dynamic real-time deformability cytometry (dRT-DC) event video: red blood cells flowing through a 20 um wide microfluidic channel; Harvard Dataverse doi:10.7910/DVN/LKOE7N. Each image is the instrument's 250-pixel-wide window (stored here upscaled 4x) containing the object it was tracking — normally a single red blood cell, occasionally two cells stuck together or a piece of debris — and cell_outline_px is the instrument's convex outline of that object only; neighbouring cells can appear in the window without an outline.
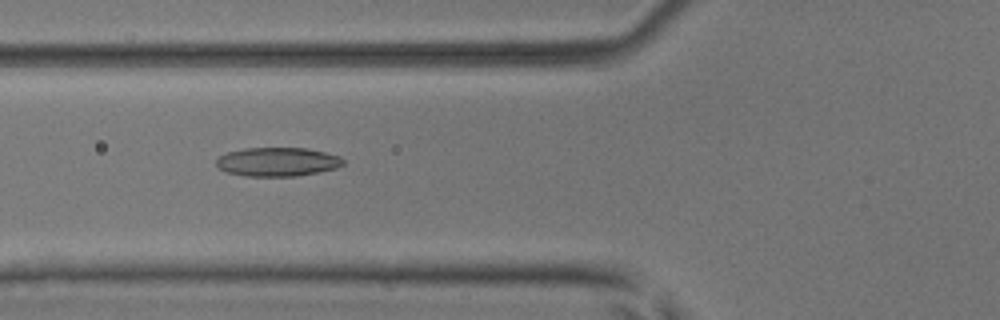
{"species": "common noctule bat (a hibernating species)", "species_latin": "Nyctalus noctula", "temperature_condition": "room temperature", "stored_images_in_passage": 54, "camera_frame_rate_fps": 3000, "um_per_image_px": 0.085, "animal": {"sex": "male", "body_mass_g": 17.9, "forearm_length_mm": 54.2}, "frame": {"image": 1, "passage_image": 21, "time_ms": 6.667, "image_size_px": [1000, 320], "cell_outline_px": [[344, 164], [336, 168], [296, 176], [248, 176], [224, 172], [216, 164], [216, 160], [220, 156], [228, 152], [244, 148], [308, 148], [340, 156], [344, 160]], "centroid_in_image_um": [23.58, 13.75], "position_along_channel_um": 102.2, "area_um2": 21.27}}
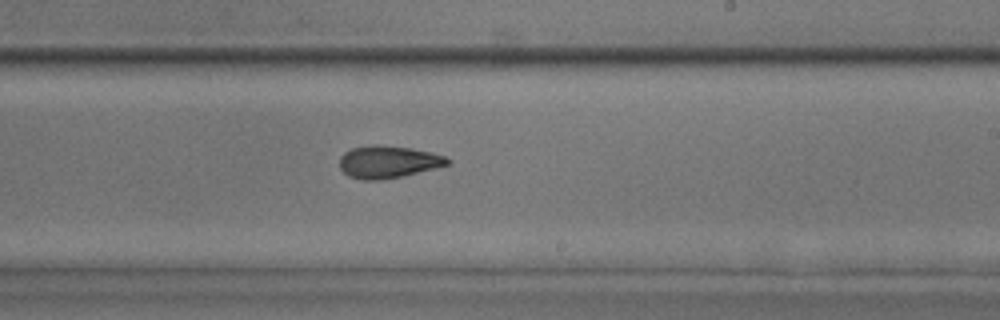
{"frame": {"image": 2, "passage_image": 33, "time_ms": 10.667, "image_size_px": [1000, 320], "cell_outline_px": [[452, 160], [448, 164], [400, 176], [380, 180], [364, 180], [348, 176], [340, 168], [340, 156], [344, 152], [352, 148], [368, 144], [380, 144], [408, 148], [432, 152], [444, 156]], "centroid_in_image_um": [32.94, 13.74], "position_along_channel_um": 256.1, "area_um2": 20.17}}
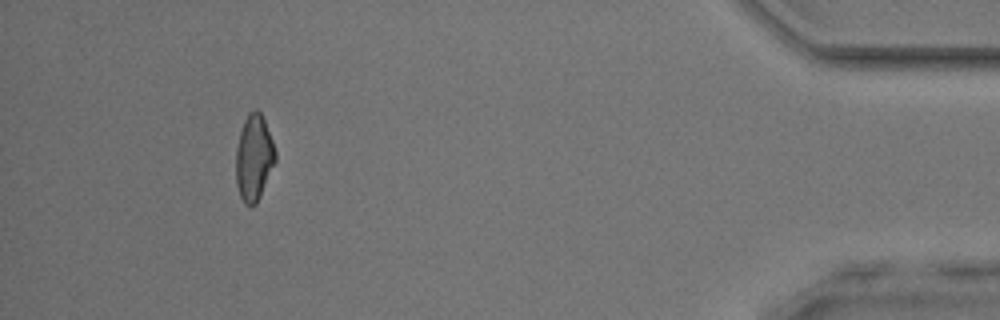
{"frame": {"image": 3, "passage_image": 50, "time_ms": 16.333, "image_size_px": [1000, 320], "cell_outline_px": [[276, 160], [260, 196], [256, 204], [252, 208], [244, 204], [240, 196], [236, 184], [236, 148], [240, 132], [244, 120], [248, 112], [256, 108], [260, 112], [264, 120], [272, 140], [276, 152]], "centroid_in_image_um": [21.57, 13.42], "position_along_channel_um": 413.6, "area_um2": 19.83}, "authors_computed_cell_mechanics": {"area_um2": 20.3456, "velocity_mm_per_s": 3.853, "shape_relaxation_time_tau1_ms": null, "shape_relaxation_time_tau2_ms": 1.9127, "deformation_change_tau1": null, "deformation_change_tau2": 0.0866}}